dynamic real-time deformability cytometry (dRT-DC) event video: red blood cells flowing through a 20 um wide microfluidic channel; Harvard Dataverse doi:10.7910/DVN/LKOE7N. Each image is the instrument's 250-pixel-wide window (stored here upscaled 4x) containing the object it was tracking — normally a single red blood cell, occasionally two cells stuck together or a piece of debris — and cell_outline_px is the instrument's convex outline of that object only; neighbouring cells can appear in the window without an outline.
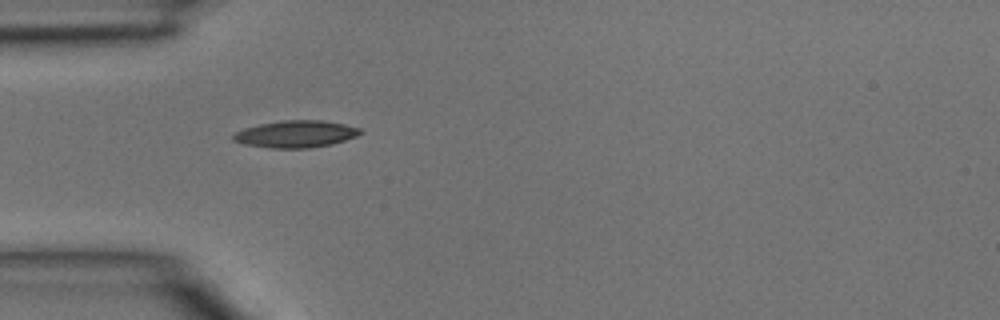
{"species": "common noctule bat (a hibernating species)", "species_latin": "Nyctalus noctula", "temperature_condition": "room temperature", "stored_images_in_passage": 2, "camera_frame_rate_fps": 3000, "um_per_image_px": 0.085, "animal": {"sex": "male", "body_mass_g": 15.6}, "frame": {"image": 1, "passage_image": 1, "time_ms": 0.0, "image_size_px": [1000, 320], "cell_outline_px": [[364, 132], [356, 136], [332, 144], [308, 148], [272, 148], [244, 144], [232, 140], [232, 136], [236, 132], [244, 128], [260, 124], [284, 120], [324, 120], [344, 124], [360, 128]], "centroid_in_image_um": [25.15, 11.39], "position_along_channel_um": 59.8, "area_um2": 19.94}}